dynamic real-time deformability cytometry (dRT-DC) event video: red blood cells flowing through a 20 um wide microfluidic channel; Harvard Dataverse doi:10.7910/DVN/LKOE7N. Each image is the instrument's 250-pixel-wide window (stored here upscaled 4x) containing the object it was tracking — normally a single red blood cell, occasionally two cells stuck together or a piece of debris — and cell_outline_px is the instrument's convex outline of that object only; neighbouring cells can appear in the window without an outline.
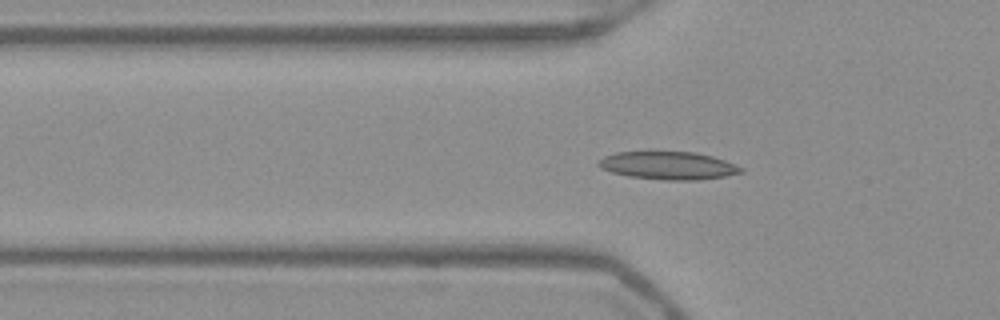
{"species": "Egyptian fruit bat (a non-hibernating species)", "species_latin": "Rousettus aegyptiacus", "temperature_condition": "warm", "stored_images_in_passage": 52, "camera_frame_rate_fps": 3000, "um_per_image_px": 0.085, "frame": {"image": 1, "passage_image": 18, "time_ms": 5.667, "image_size_px": [1000, 320], "cell_outline_px": [[744, 172], [724, 176], [700, 180], [668, 180], [628, 176], [612, 172], [600, 168], [596, 164], [604, 156], [616, 152], [696, 152], [712, 156], [724, 160], [744, 168]], "centroid_in_image_um": [56.81, 14.07], "position_along_channel_um": 69.0, "area_um2": 23.06}}
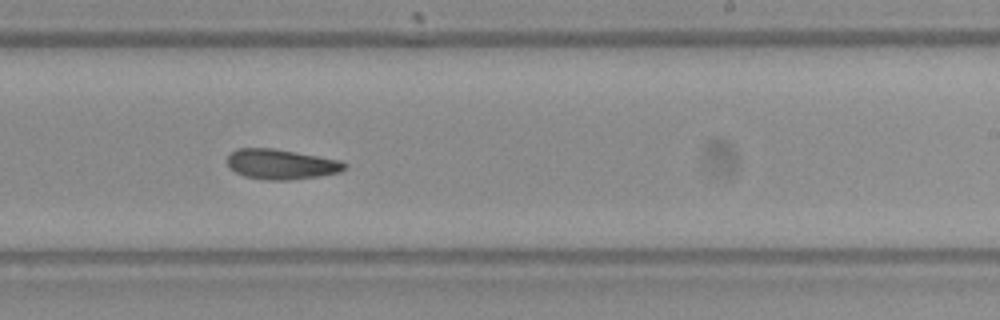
{"frame": {"image": 2, "passage_image": 33, "time_ms": 10.667, "image_size_px": [1000, 320], "cell_outline_px": [[348, 168], [340, 172], [320, 176], [292, 180], [268, 180], [244, 176], [228, 168], [228, 152], [236, 148], [272, 148], [296, 152], [340, 160], [348, 164]], "centroid_in_image_um": [23.9, 13.96], "position_along_channel_um": 265.1, "area_um2": 20.81}}
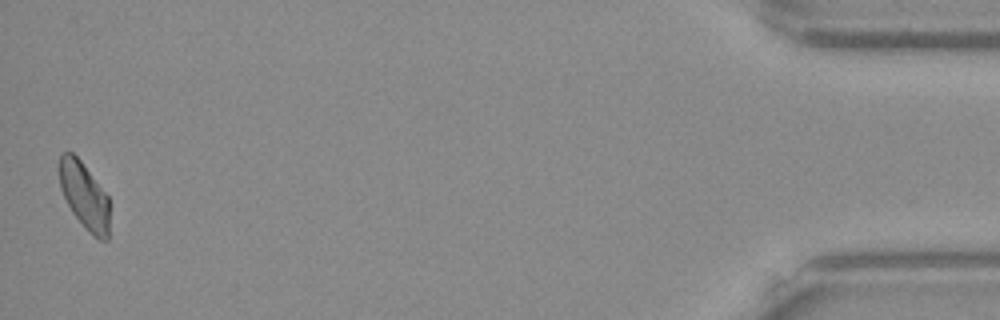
{"frame": {"image": 3, "passage_image": 52, "time_ms": 17.0, "image_size_px": [1000, 320], "cell_outline_px": [[108, 240], [100, 240], [92, 236], [72, 212], [60, 188], [56, 168], [60, 152], [72, 152], [80, 160], [108, 196]], "centroid_in_image_um": [7.11, 16.58], "position_along_channel_um": 428.1, "area_um2": 19.65}, "authors_computed_cell_mechanics": {"area_um2": 21.0392, "velocity_mm_per_s": 3.9268, "shape_relaxation_time_tau1_ms": null, "shape_relaxation_time_tau2_ms": 4.4546, "deformation_change_tau1": null, "deformation_change_tau2": 0.0938}}